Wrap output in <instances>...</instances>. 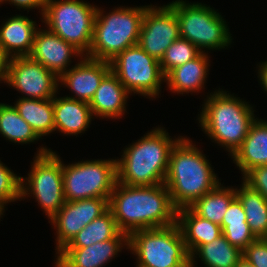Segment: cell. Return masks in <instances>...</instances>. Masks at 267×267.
<instances>
[{
    "instance_id": "cell-28",
    "label": "cell",
    "mask_w": 267,
    "mask_h": 267,
    "mask_svg": "<svg viewBox=\"0 0 267 267\" xmlns=\"http://www.w3.org/2000/svg\"><path fill=\"white\" fill-rule=\"evenodd\" d=\"M119 232L113 213L108 209L86 225L64 248H84L112 239Z\"/></svg>"
},
{
    "instance_id": "cell-39",
    "label": "cell",
    "mask_w": 267,
    "mask_h": 267,
    "mask_svg": "<svg viewBox=\"0 0 267 267\" xmlns=\"http://www.w3.org/2000/svg\"><path fill=\"white\" fill-rule=\"evenodd\" d=\"M236 267H254V266L242 257Z\"/></svg>"
},
{
    "instance_id": "cell-36",
    "label": "cell",
    "mask_w": 267,
    "mask_h": 267,
    "mask_svg": "<svg viewBox=\"0 0 267 267\" xmlns=\"http://www.w3.org/2000/svg\"><path fill=\"white\" fill-rule=\"evenodd\" d=\"M1 4L3 2H10L9 4L14 5L15 7L17 6V8L20 9H25V10H29L30 9H38L41 10V15L43 16L44 14V10H45V4H46V0H0Z\"/></svg>"
},
{
    "instance_id": "cell-29",
    "label": "cell",
    "mask_w": 267,
    "mask_h": 267,
    "mask_svg": "<svg viewBox=\"0 0 267 267\" xmlns=\"http://www.w3.org/2000/svg\"><path fill=\"white\" fill-rule=\"evenodd\" d=\"M0 134L9 142L29 144L40 137L32 127L18 114L13 105L0 103Z\"/></svg>"
},
{
    "instance_id": "cell-27",
    "label": "cell",
    "mask_w": 267,
    "mask_h": 267,
    "mask_svg": "<svg viewBox=\"0 0 267 267\" xmlns=\"http://www.w3.org/2000/svg\"><path fill=\"white\" fill-rule=\"evenodd\" d=\"M235 198L236 188L223 187L219 183L213 190L197 199L189 207L198 216L221 225L225 212Z\"/></svg>"
},
{
    "instance_id": "cell-8",
    "label": "cell",
    "mask_w": 267,
    "mask_h": 267,
    "mask_svg": "<svg viewBox=\"0 0 267 267\" xmlns=\"http://www.w3.org/2000/svg\"><path fill=\"white\" fill-rule=\"evenodd\" d=\"M96 13L97 6L82 0H46L42 22L85 56L90 50Z\"/></svg>"
},
{
    "instance_id": "cell-16",
    "label": "cell",
    "mask_w": 267,
    "mask_h": 267,
    "mask_svg": "<svg viewBox=\"0 0 267 267\" xmlns=\"http://www.w3.org/2000/svg\"><path fill=\"white\" fill-rule=\"evenodd\" d=\"M29 56L60 78L69 70L67 67L72 57L82 58L84 55L47 28L46 30L39 28L35 33L33 48Z\"/></svg>"
},
{
    "instance_id": "cell-6",
    "label": "cell",
    "mask_w": 267,
    "mask_h": 267,
    "mask_svg": "<svg viewBox=\"0 0 267 267\" xmlns=\"http://www.w3.org/2000/svg\"><path fill=\"white\" fill-rule=\"evenodd\" d=\"M128 249L137 256L136 267H190V255L177 223L132 232Z\"/></svg>"
},
{
    "instance_id": "cell-32",
    "label": "cell",
    "mask_w": 267,
    "mask_h": 267,
    "mask_svg": "<svg viewBox=\"0 0 267 267\" xmlns=\"http://www.w3.org/2000/svg\"><path fill=\"white\" fill-rule=\"evenodd\" d=\"M222 234L230 242L231 245L237 247L242 252L248 247L250 243L257 239L251 232L249 224H229L222 230Z\"/></svg>"
},
{
    "instance_id": "cell-30",
    "label": "cell",
    "mask_w": 267,
    "mask_h": 267,
    "mask_svg": "<svg viewBox=\"0 0 267 267\" xmlns=\"http://www.w3.org/2000/svg\"><path fill=\"white\" fill-rule=\"evenodd\" d=\"M201 51L187 39H176L167 49L160 60V67L166 76L172 69L184 65L186 62L196 58Z\"/></svg>"
},
{
    "instance_id": "cell-33",
    "label": "cell",
    "mask_w": 267,
    "mask_h": 267,
    "mask_svg": "<svg viewBox=\"0 0 267 267\" xmlns=\"http://www.w3.org/2000/svg\"><path fill=\"white\" fill-rule=\"evenodd\" d=\"M242 257L254 267H267V238H257L250 243Z\"/></svg>"
},
{
    "instance_id": "cell-4",
    "label": "cell",
    "mask_w": 267,
    "mask_h": 267,
    "mask_svg": "<svg viewBox=\"0 0 267 267\" xmlns=\"http://www.w3.org/2000/svg\"><path fill=\"white\" fill-rule=\"evenodd\" d=\"M204 101L202 112L198 115L202 131L232 156L256 119L253 106L220 89L210 93Z\"/></svg>"
},
{
    "instance_id": "cell-35",
    "label": "cell",
    "mask_w": 267,
    "mask_h": 267,
    "mask_svg": "<svg viewBox=\"0 0 267 267\" xmlns=\"http://www.w3.org/2000/svg\"><path fill=\"white\" fill-rule=\"evenodd\" d=\"M243 225L248 224L246 222L245 211L243 210L240 201L235 198L229 205L227 211L224 214L221 229L223 230L227 225Z\"/></svg>"
},
{
    "instance_id": "cell-18",
    "label": "cell",
    "mask_w": 267,
    "mask_h": 267,
    "mask_svg": "<svg viewBox=\"0 0 267 267\" xmlns=\"http://www.w3.org/2000/svg\"><path fill=\"white\" fill-rule=\"evenodd\" d=\"M129 91L110 70L89 102L93 116L120 119L126 111ZM120 117V118H119Z\"/></svg>"
},
{
    "instance_id": "cell-20",
    "label": "cell",
    "mask_w": 267,
    "mask_h": 267,
    "mask_svg": "<svg viewBox=\"0 0 267 267\" xmlns=\"http://www.w3.org/2000/svg\"><path fill=\"white\" fill-rule=\"evenodd\" d=\"M35 23L24 15H16L0 26V45L8 58L31 54L38 29Z\"/></svg>"
},
{
    "instance_id": "cell-34",
    "label": "cell",
    "mask_w": 267,
    "mask_h": 267,
    "mask_svg": "<svg viewBox=\"0 0 267 267\" xmlns=\"http://www.w3.org/2000/svg\"><path fill=\"white\" fill-rule=\"evenodd\" d=\"M242 178V182L260 192L267 200V165L252 168Z\"/></svg>"
},
{
    "instance_id": "cell-37",
    "label": "cell",
    "mask_w": 267,
    "mask_h": 267,
    "mask_svg": "<svg viewBox=\"0 0 267 267\" xmlns=\"http://www.w3.org/2000/svg\"><path fill=\"white\" fill-rule=\"evenodd\" d=\"M258 78L263 90L267 93V61L260 63L258 66Z\"/></svg>"
},
{
    "instance_id": "cell-13",
    "label": "cell",
    "mask_w": 267,
    "mask_h": 267,
    "mask_svg": "<svg viewBox=\"0 0 267 267\" xmlns=\"http://www.w3.org/2000/svg\"><path fill=\"white\" fill-rule=\"evenodd\" d=\"M180 29L175 11L167 4L149 5L144 12L138 45L160 61L166 49L178 38Z\"/></svg>"
},
{
    "instance_id": "cell-19",
    "label": "cell",
    "mask_w": 267,
    "mask_h": 267,
    "mask_svg": "<svg viewBox=\"0 0 267 267\" xmlns=\"http://www.w3.org/2000/svg\"><path fill=\"white\" fill-rule=\"evenodd\" d=\"M53 112L54 131H59L66 136H76L87 131L86 129L94 118L88 102L68 96L57 98L55 95L53 97Z\"/></svg>"
},
{
    "instance_id": "cell-10",
    "label": "cell",
    "mask_w": 267,
    "mask_h": 267,
    "mask_svg": "<svg viewBox=\"0 0 267 267\" xmlns=\"http://www.w3.org/2000/svg\"><path fill=\"white\" fill-rule=\"evenodd\" d=\"M66 201L108 198L117 182V159L62 163Z\"/></svg>"
},
{
    "instance_id": "cell-31",
    "label": "cell",
    "mask_w": 267,
    "mask_h": 267,
    "mask_svg": "<svg viewBox=\"0 0 267 267\" xmlns=\"http://www.w3.org/2000/svg\"><path fill=\"white\" fill-rule=\"evenodd\" d=\"M21 176H17L0 160V210L4 213L7 203L20 200Z\"/></svg>"
},
{
    "instance_id": "cell-22",
    "label": "cell",
    "mask_w": 267,
    "mask_h": 267,
    "mask_svg": "<svg viewBox=\"0 0 267 267\" xmlns=\"http://www.w3.org/2000/svg\"><path fill=\"white\" fill-rule=\"evenodd\" d=\"M176 223L189 255L200 245L212 242L222 235L220 225L198 216L190 207L177 209Z\"/></svg>"
},
{
    "instance_id": "cell-5",
    "label": "cell",
    "mask_w": 267,
    "mask_h": 267,
    "mask_svg": "<svg viewBox=\"0 0 267 267\" xmlns=\"http://www.w3.org/2000/svg\"><path fill=\"white\" fill-rule=\"evenodd\" d=\"M149 5L115 8L106 13L97 7L88 58L110 62L126 48L138 44L144 12Z\"/></svg>"
},
{
    "instance_id": "cell-23",
    "label": "cell",
    "mask_w": 267,
    "mask_h": 267,
    "mask_svg": "<svg viewBox=\"0 0 267 267\" xmlns=\"http://www.w3.org/2000/svg\"><path fill=\"white\" fill-rule=\"evenodd\" d=\"M209 56L201 52L196 58L184 65L172 69L166 76L165 82L173 93L200 92L204 88L207 75L209 74Z\"/></svg>"
},
{
    "instance_id": "cell-40",
    "label": "cell",
    "mask_w": 267,
    "mask_h": 267,
    "mask_svg": "<svg viewBox=\"0 0 267 267\" xmlns=\"http://www.w3.org/2000/svg\"><path fill=\"white\" fill-rule=\"evenodd\" d=\"M2 215H3V212L0 210V217H2Z\"/></svg>"
},
{
    "instance_id": "cell-26",
    "label": "cell",
    "mask_w": 267,
    "mask_h": 267,
    "mask_svg": "<svg viewBox=\"0 0 267 267\" xmlns=\"http://www.w3.org/2000/svg\"><path fill=\"white\" fill-rule=\"evenodd\" d=\"M236 188V198L242 204L246 222L256 238H267V200L245 182Z\"/></svg>"
},
{
    "instance_id": "cell-24",
    "label": "cell",
    "mask_w": 267,
    "mask_h": 267,
    "mask_svg": "<svg viewBox=\"0 0 267 267\" xmlns=\"http://www.w3.org/2000/svg\"><path fill=\"white\" fill-rule=\"evenodd\" d=\"M195 258H201L205 267H236L242 251L231 245L222 234L212 242L200 245L190 255V267H195Z\"/></svg>"
},
{
    "instance_id": "cell-21",
    "label": "cell",
    "mask_w": 267,
    "mask_h": 267,
    "mask_svg": "<svg viewBox=\"0 0 267 267\" xmlns=\"http://www.w3.org/2000/svg\"><path fill=\"white\" fill-rule=\"evenodd\" d=\"M231 158L243 176L254 167L267 165V121L255 119Z\"/></svg>"
},
{
    "instance_id": "cell-25",
    "label": "cell",
    "mask_w": 267,
    "mask_h": 267,
    "mask_svg": "<svg viewBox=\"0 0 267 267\" xmlns=\"http://www.w3.org/2000/svg\"><path fill=\"white\" fill-rule=\"evenodd\" d=\"M13 106L40 138L54 132L53 99H27L21 96Z\"/></svg>"
},
{
    "instance_id": "cell-3",
    "label": "cell",
    "mask_w": 267,
    "mask_h": 267,
    "mask_svg": "<svg viewBox=\"0 0 267 267\" xmlns=\"http://www.w3.org/2000/svg\"><path fill=\"white\" fill-rule=\"evenodd\" d=\"M172 140L157 127L123 150L117 159V182L128 186H154L165 181L172 148L181 138Z\"/></svg>"
},
{
    "instance_id": "cell-38",
    "label": "cell",
    "mask_w": 267,
    "mask_h": 267,
    "mask_svg": "<svg viewBox=\"0 0 267 267\" xmlns=\"http://www.w3.org/2000/svg\"><path fill=\"white\" fill-rule=\"evenodd\" d=\"M8 59L0 45V82L4 81L5 83Z\"/></svg>"
},
{
    "instance_id": "cell-7",
    "label": "cell",
    "mask_w": 267,
    "mask_h": 267,
    "mask_svg": "<svg viewBox=\"0 0 267 267\" xmlns=\"http://www.w3.org/2000/svg\"><path fill=\"white\" fill-rule=\"evenodd\" d=\"M168 5L177 16L181 38L187 39L201 52L224 49L232 43L226 21L210 6L183 0Z\"/></svg>"
},
{
    "instance_id": "cell-2",
    "label": "cell",
    "mask_w": 267,
    "mask_h": 267,
    "mask_svg": "<svg viewBox=\"0 0 267 267\" xmlns=\"http://www.w3.org/2000/svg\"><path fill=\"white\" fill-rule=\"evenodd\" d=\"M219 183L201 149L189 138L181 137L171 150L164 181L173 205L177 209L189 207Z\"/></svg>"
},
{
    "instance_id": "cell-12",
    "label": "cell",
    "mask_w": 267,
    "mask_h": 267,
    "mask_svg": "<svg viewBox=\"0 0 267 267\" xmlns=\"http://www.w3.org/2000/svg\"><path fill=\"white\" fill-rule=\"evenodd\" d=\"M5 83L27 99H53L58 93L59 78L30 56L8 59Z\"/></svg>"
},
{
    "instance_id": "cell-15",
    "label": "cell",
    "mask_w": 267,
    "mask_h": 267,
    "mask_svg": "<svg viewBox=\"0 0 267 267\" xmlns=\"http://www.w3.org/2000/svg\"><path fill=\"white\" fill-rule=\"evenodd\" d=\"M126 247L128 249V235L120 231L112 239L84 248H63L54 264L55 267H102Z\"/></svg>"
},
{
    "instance_id": "cell-17",
    "label": "cell",
    "mask_w": 267,
    "mask_h": 267,
    "mask_svg": "<svg viewBox=\"0 0 267 267\" xmlns=\"http://www.w3.org/2000/svg\"><path fill=\"white\" fill-rule=\"evenodd\" d=\"M111 70L110 62L83 56L75 66L66 71L59 82L69 88L74 96L69 98L90 102L103 77Z\"/></svg>"
},
{
    "instance_id": "cell-1",
    "label": "cell",
    "mask_w": 267,
    "mask_h": 267,
    "mask_svg": "<svg viewBox=\"0 0 267 267\" xmlns=\"http://www.w3.org/2000/svg\"><path fill=\"white\" fill-rule=\"evenodd\" d=\"M118 229L127 235L136 230L160 228L176 223L177 208L167 186H128L116 182L109 199Z\"/></svg>"
},
{
    "instance_id": "cell-9",
    "label": "cell",
    "mask_w": 267,
    "mask_h": 267,
    "mask_svg": "<svg viewBox=\"0 0 267 267\" xmlns=\"http://www.w3.org/2000/svg\"><path fill=\"white\" fill-rule=\"evenodd\" d=\"M59 157L51 149L38 148L28 177H21V200L33 195L48 219H52L66 202L62 161Z\"/></svg>"
},
{
    "instance_id": "cell-14",
    "label": "cell",
    "mask_w": 267,
    "mask_h": 267,
    "mask_svg": "<svg viewBox=\"0 0 267 267\" xmlns=\"http://www.w3.org/2000/svg\"><path fill=\"white\" fill-rule=\"evenodd\" d=\"M109 209L108 198H89L66 201L50 219L56 229V254H58L86 225Z\"/></svg>"
},
{
    "instance_id": "cell-11",
    "label": "cell",
    "mask_w": 267,
    "mask_h": 267,
    "mask_svg": "<svg viewBox=\"0 0 267 267\" xmlns=\"http://www.w3.org/2000/svg\"><path fill=\"white\" fill-rule=\"evenodd\" d=\"M111 71L129 91L156 98L165 82L160 61L148 55L138 44L126 48L110 61Z\"/></svg>"
}]
</instances>
